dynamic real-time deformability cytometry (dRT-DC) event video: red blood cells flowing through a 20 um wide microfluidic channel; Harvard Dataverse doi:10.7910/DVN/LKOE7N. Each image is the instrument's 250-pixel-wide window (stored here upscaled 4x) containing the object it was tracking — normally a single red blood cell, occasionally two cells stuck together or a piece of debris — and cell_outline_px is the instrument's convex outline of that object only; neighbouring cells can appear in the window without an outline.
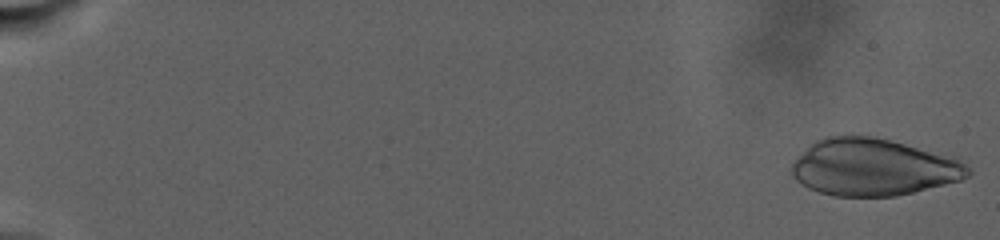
{"species": "human", "species_latin": "Homo sapiens", "temperature_condition": "warm", "stored_images_in_passage": 23, "camera_frame_rate_fps": 3000, "um_per_image_px": 0.085, "donor": {"sex": "male"}, "frame": {"image": 1, "passage_image": 1, "time_ms": 0.0, "image_size_px": [1000, 240], "cell_outline_px": [[972, 172], [968, 176], [960, 180], [896, 196], [832, 196], [808, 188], [800, 184], [792, 176], [788, 168], [816, 140], [828, 136], [876, 136], [960, 156]], "centroid_in_image_um": [74.3, 14.2], "position_along_channel_um": 10.7, "area_um2": 59.19}}
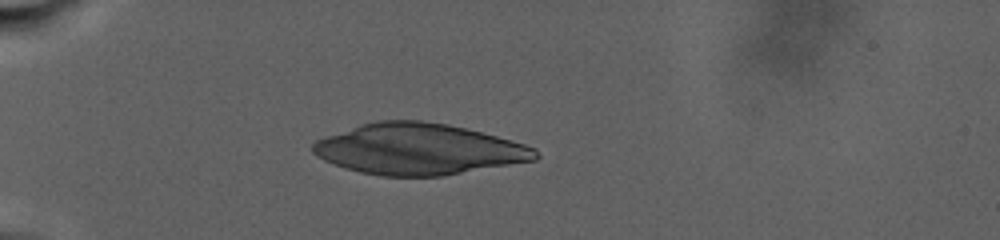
{"frame": {"image": 2, "passage_image": 14, "time_ms": 9.333, "image_size_px": [1000, 240], "cell_outline_px": [[540, 156], [536, 160], [444, 176], [380, 176], [360, 172], [344, 168], [324, 160], [316, 156], [312, 152], [312, 144], [316, 140], [324, 136], [360, 124], [380, 120], [420, 120], [448, 124], [512, 140], [536, 148]], "centroid_in_image_um": [35.57, 12.68], "position_along_channel_um": 49.4, "area_um2": 66.41}}